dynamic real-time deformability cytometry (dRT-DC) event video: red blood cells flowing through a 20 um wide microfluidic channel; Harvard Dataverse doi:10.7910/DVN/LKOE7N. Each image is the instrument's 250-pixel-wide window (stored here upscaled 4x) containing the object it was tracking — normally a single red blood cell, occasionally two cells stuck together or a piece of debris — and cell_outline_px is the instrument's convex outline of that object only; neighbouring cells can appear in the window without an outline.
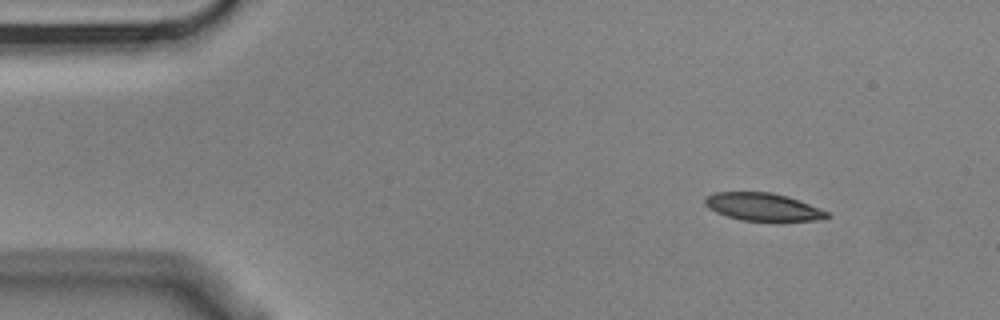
{"species": "Egyptian fruit bat (a non-hibernating species)", "species_latin": "Rousettus aegyptiacus", "temperature_condition": "cold", "stored_images_in_passage": 9, "camera_frame_rate_fps": 3000, "um_per_image_px": 0.085, "animal": {"sex": "male"}, "frame": {"image": 1, "passage_image": 1, "time_ms": 0.0, "image_size_px": [1000, 320], "cell_outline_px": [[832, 216], [816, 220], [776, 224], [740, 220], [716, 212], [708, 208], [704, 204], [704, 200], [708, 196], [716, 192], [772, 192], [788, 196], [800, 200], [820, 208], [828, 212]], "centroid_in_image_um": [64.92, 17.64], "position_along_channel_um": 20.1, "area_um2": 20.63}}
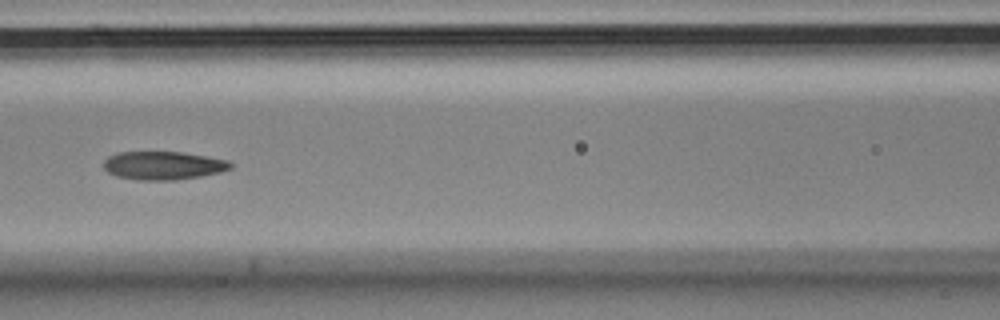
{"frame": {"image": 2, "passage_image": 6, "time_ms": 1.667, "image_size_px": [1000, 320], "cell_outline_px": [[232, 168], [220, 172], [200, 176], [176, 180], [136, 180], [116, 176], [108, 172], [104, 168], [104, 160], [108, 156], [120, 152], [180, 152], [228, 160], [232, 164]], "centroid_in_image_um": [13.86, 14.07], "position_along_channel_um": 152.7, "area_um2": 20.87}}
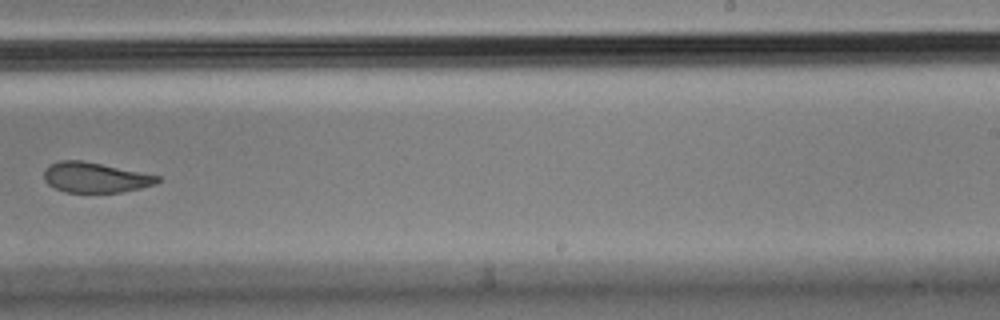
{"frame": {"image": 3, "passage_image": 9, "time_ms": 2.667, "image_size_px": [1000, 320], "cell_outline_px": [[160, 180], [156, 184], [140, 188], [120, 192], [64, 192], [48, 184], [44, 180], [44, 168], [48, 164], [60, 160], [80, 160], [160, 176]], "centroid_in_image_um": [8.05, 15.08], "position_along_channel_um": 281.0, "area_um2": 19.83}}